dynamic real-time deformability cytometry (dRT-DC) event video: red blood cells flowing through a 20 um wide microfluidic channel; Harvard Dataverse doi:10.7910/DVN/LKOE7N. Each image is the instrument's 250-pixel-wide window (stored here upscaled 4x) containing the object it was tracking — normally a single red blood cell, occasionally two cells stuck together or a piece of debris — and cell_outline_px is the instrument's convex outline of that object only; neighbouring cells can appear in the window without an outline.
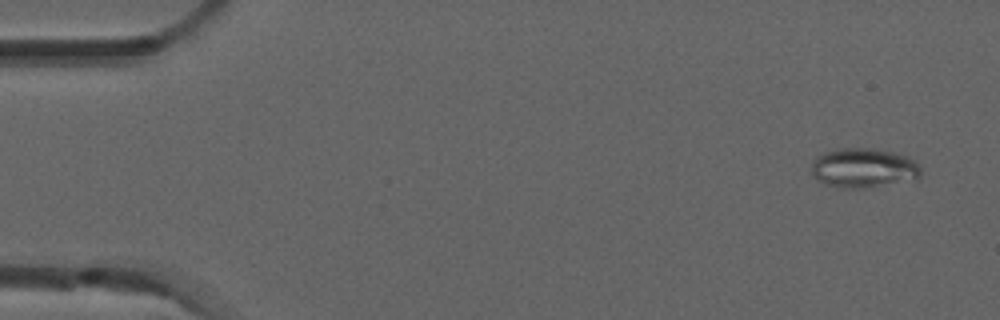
{"species": "common noctule bat (a hibernating species)", "species_latin": "Nyctalus noctula", "temperature_condition": "room temperature", "stored_images_in_passage": 8, "camera_frame_rate_fps": 3000, "um_per_image_px": 0.085, "animal": {"sex": "male", "forearm_length_mm": 52.5}, "frame": {"image": 1, "passage_image": 1, "time_ms": 0.0, "image_size_px": [1000, 320], "cell_outline_px": [[920, 176], [916, 180], [864, 188], [840, 188], [824, 184], [816, 180], [812, 172], [812, 160], [816, 156], [824, 152], [836, 148], [872, 148], [892, 152], [908, 156], [920, 168]], "centroid_in_image_um": [73.37, 14.28], "position_along_channel_um": 11.6, "area_um2": 25.49}}
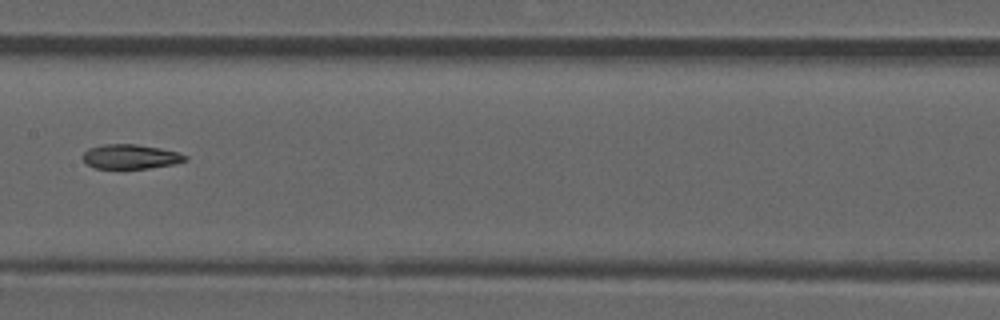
{"frame": {"image": 2, "passage_image": 7, "time_ms": 2.0, "image_size_px": [1000, 320], "cell_outline_px": [[188, 160], [172, 164], [148, 168], [96, 168], [88, 164], [84, 160], [84, 152], [88, 148], [104, 144], [136, 144], [160, 148], [176, 152], [188, 156]], "centroid_in_image_um": [11.11, 13.3], "position_along_channel_um": 196.3, "area_um2": 14.39}}
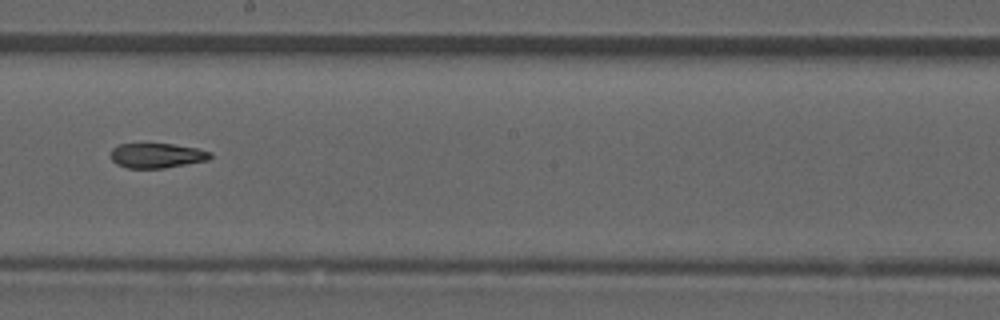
{"frame": {"image": 3, "passage_image": 8, "time_ms": 2.333, "image_size_px": [1000, 320], "cell_outline_px": [[212, 156], [208, 160], [164, 168], [128, 168], [116, 164], [112, 160], [112, 148], [120, 144], [172, 144], [196, 148], [212, 152]], "centroid_in_image_um": [13.34, 13.22], "position_along_channel_um": 234.9, "area_um2": 14.28}}